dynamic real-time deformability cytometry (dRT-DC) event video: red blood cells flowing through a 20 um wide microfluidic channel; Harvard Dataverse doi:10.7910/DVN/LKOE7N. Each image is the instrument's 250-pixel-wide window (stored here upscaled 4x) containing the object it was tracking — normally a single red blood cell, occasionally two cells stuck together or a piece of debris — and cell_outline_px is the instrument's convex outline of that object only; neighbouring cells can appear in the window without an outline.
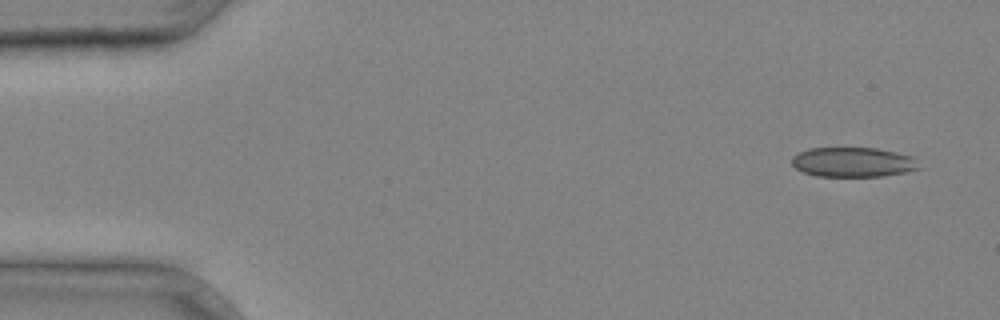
{"species": "common noctule bat (a hibernating species)", "species_latin": "Nyctalus noctula", "temperature_condition": "cold", "stored_images_in_passage": 3, "camera_frame_rate_fps": 3000, "um_per_image_px": 0.085, "animal": {"sex": "male", "body_mass_g": 20.4}, "frame": {"image": 1, "passage_image": 1, "time_ms": 0.0, "image_size_px": [1000, 320], "cell_outline_px": [[920, 168], [908, 172], [884, 176], [816, 176], [804, 172], [796, 168], [792, 164], [792, 156], [808, 148], [876, 148], [896, 152], [912, 156]], "centroid_in_image_um": [72.51, 13.78], "position_along_channel_um": 12.5, "area_um2": 21.96}}